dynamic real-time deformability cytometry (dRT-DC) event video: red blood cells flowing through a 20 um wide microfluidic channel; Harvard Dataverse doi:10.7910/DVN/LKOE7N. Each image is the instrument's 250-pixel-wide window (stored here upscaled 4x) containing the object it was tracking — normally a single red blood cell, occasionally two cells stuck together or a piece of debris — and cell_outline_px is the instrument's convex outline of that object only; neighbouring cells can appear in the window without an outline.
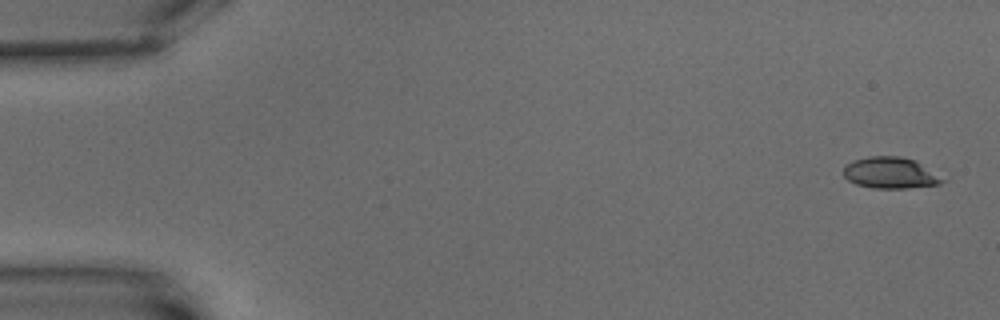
{"species": "common noctule bat (a hibernating species)", "species_latin": "Nyctalus noctula", "temperature_condition": "warm", "stored_images_in_passage": 7, "camera_frame_rate_fps": 3000, "um_per_image_px": 0.085, "animal": {"sex": "male", "body_mass_g": 15.6}, "frame": {"image": 1, "passage_image": 1, "time_ms": 0.0, "image_size_px": [1000, 320], "cell_outline_px": [[948, 180], [940, 184], [904, 188], [872, 188], [856, 184], [848, 180], [844, 176], [844, 164], [852, 160], [868, 156], [900, 156], [916, 160]], "centroid_in_image_um": [75.69, 14.68], "position_along_channel_um": 9.3, "area_um2": 18.26}}
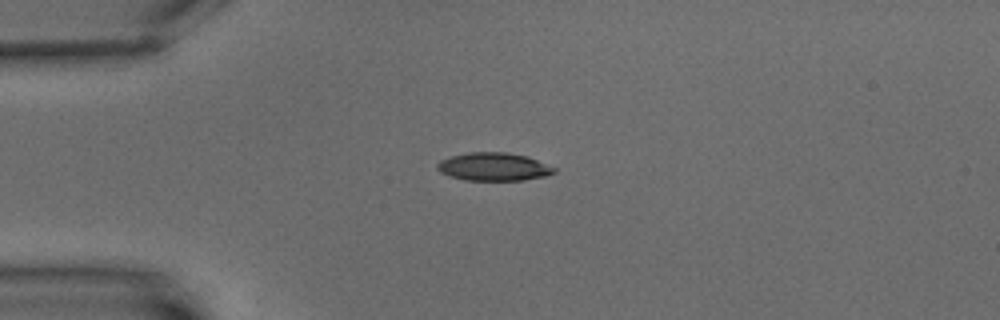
{"frame": {"image": 2, "passage_image": 5, "time_ms": 4.667, "image_size_px": [1000, 320], "cell_outline_px": [[556, 172], [544, 176], [524, 180], [464, 180], [448, 176], [440, 172], [436, 168], [436, 164], [440, 160], [452, 156], [468, 152], [504, 152], [528, 156], [556, 168]], "centroid_in_image_um": [41.94, 14.17], "position_along_channel_um": 43.1, "area_um2": 19.19}}
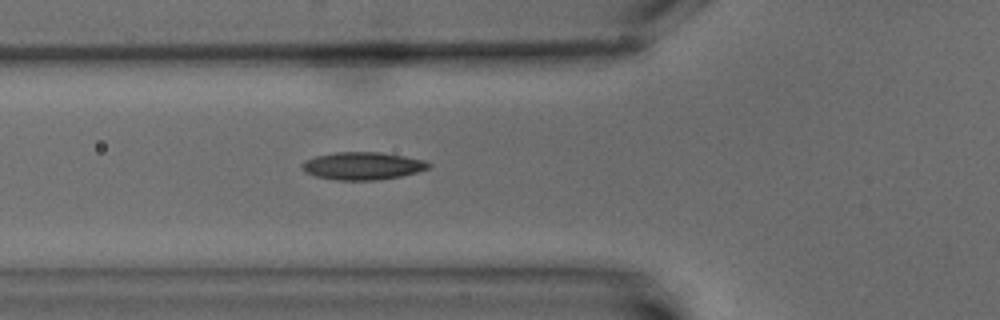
{"frame": {"image": 3, "passage_image": 7, "time_ms": 7.0, "image_size_px": [1000, 320], "cell_outline_px": [[432, 164], [428, 168], [416, 172], [400, 176], [376, 180], [336, 180], [316, 176], [304, 172], [300, 168], [300, 164], [304, 160], [316, 156], [336, 152], [380, 152], [404, 156], [424, 160]], "centroid_in_image_um": [30.77, 14.1], "position_along_channel_um": 95.0, "area_um2": 20.4}}